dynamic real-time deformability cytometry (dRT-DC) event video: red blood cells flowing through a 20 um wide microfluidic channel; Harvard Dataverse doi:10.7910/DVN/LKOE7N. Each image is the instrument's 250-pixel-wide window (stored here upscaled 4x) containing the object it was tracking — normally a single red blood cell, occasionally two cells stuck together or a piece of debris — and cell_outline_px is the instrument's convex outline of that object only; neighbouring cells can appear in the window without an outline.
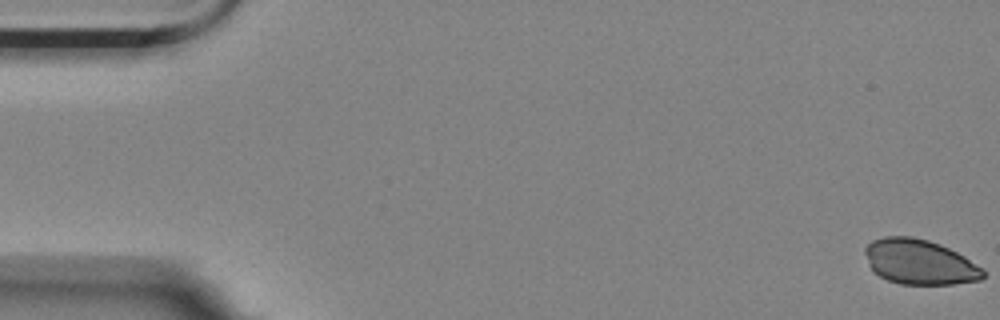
{"species": "Egyptian fruit bat (a non-hibernating species)", "species_latin": "Rousettus aegyptiacus", "temperature_condition": "room temperature", "stored_images_in_passage": 5, "camera_frame_rate_fps": 3000, "um_per_image_px": 0.085, "animal": {"sex": "female"}, "frame": {"image": 1, "passage_image": 1, "time_ms": 0.0, "image_size_px": [1000, 320], "cell_outline_px": [[984, 276], [980, 280], [952, 284], [900, 284], [888, 280], [880, 276], [868, 264], [864, 252], [864, 248], [872, 240], [884, 236], [912, 236], [928, 240], [940, 244], [964, 256], [984, 268]], "centroid_in_image_um": [78.16, 22.26], "position_along_channel_um": 6.8, "area_um2": 30.98}}
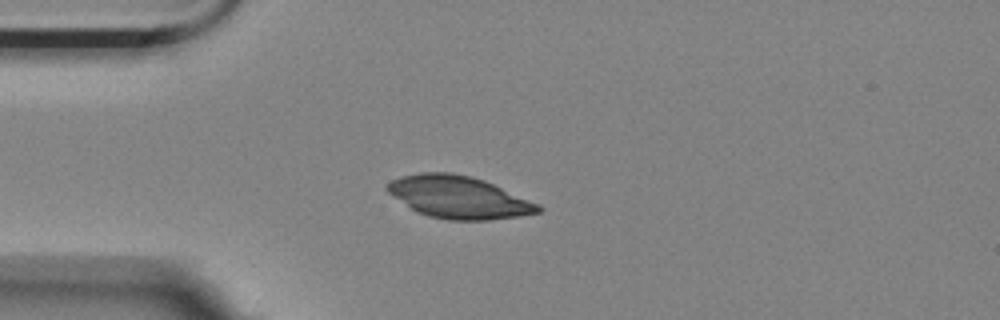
{"frame": {"image": 2, "passage_image": 5, "time_ms": 1.333, "image_size_px": [1000, 320], "cell_outline_px": [[544, 208], [540, 212], [520, 216], [488, 220], [448, 220], [428, 216], [416, 212], [392, 196], [384, 188], [392, 180], [400, 176], [420, 172], [452, 172], [472, 176], [484, 180], [540, 204]], "centroid_in_image_um": [38.98, 16.76], "position_along_channel_um": 46.0, "area_um2": 37.45}}